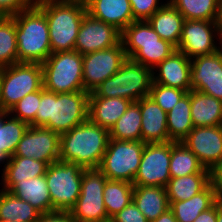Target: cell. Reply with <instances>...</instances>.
<instances>
[{"label": "cell", "mask_w": 222, "mask_h": 222, "mask_svg": "<svg viewBox=\"0 0 222 222\" xmlns=\"http://www.w3.org/2000/svg\"><path fill=\"white\" fill-rule=\"evenodd\" d=\"M43 87V69L39 63H16L2 67L0 76V111L8 112L27 94Z\"/></svg>", "instance_id": "obj_8"}, {"label": "cell", "mask_w": 222, "mask_h": 222, "mask_svg": "<svg viewBox=\"0 0 222 222\" xmlns=\"http://www.w3.org/2000/svg\"><path fill=\"white\" fill-rule=\"evenodd\" d=\"M40 215L29 202L0 189V221L36 222Z\"/></svg>", "instance_id": "obj_32"}, {"label": "cell", "mask_w": 222, "mask_h": 222, "mask_svg": "<svg viewBox=\"0 0 222 222\" xmlns=\"http://www.w3.org/2000/svg\"><path fill=\"white\" fill-rule=\"evenodd\" d=\"M217 202L209 209L202 211L193 222H216Z\"/></svg>", "instance_id": "obj_44"}, {"label": "cell", "mask_w": 222, "mask_h": 222, "mask_svg": "<svg viewBox=\"0 0 222 222\" xmlns=\"http://www.w3.org/2000/svg\"><path fill=\"white\" fill-rule=\"evenodd\" d=\"M215 203L214 189L210 183L192 198L173 202L170 209L173 211L177 222H193L202 211L211 208Z\"/></svg>", "instance_id": "obj_30"}, {"label": "cell", "mask_w": 222, "mask_h": 222, "mask_svg": "<svg viewBox=\"0 0 222 222\" xmlns=\"http://www.w3.org/2000/svg\"><path fill=\"white\" fill-rule=\"evenodd\" d=\"M210 176H222V159L210 170Z\"/></svg>", "instance_id": "obj_48"}, {"label": "cell", "mask_w": 222, "mask_h": 222, "mask_svg": "<svg viewBox=\"0 0 222 222\" xmlns=\"http://www.w3.org/2000/svg\"><path fill=\"white\" fill-rule=\"evenodd\" d=\"M146 143L109 139L98 169L109 180L133 183Z\"/></svg>", "instance_id": "obj_10"}, {"label": "cell", "mask_w": 222, "mask_h": 222, "mask_svg": "<svg viewBox=\"0 0 222 222\" xmlns=\"http://www.w3.org/2000/svg\"><path fill=\"white\" fill-rule=\"evenodd\" d=\"M150 222H177L174 213L171 209H168L166 212L161 214L157 219Z\"/></svg>", "instance_id": "obj_46"}, {"label": "cell", "mask_w": 222, "mask_h": 222, "mask_svg": "<svg viewBox=\"0 0 222 222\" xmlns=\"http://www.w3.org/2000/svg\"><path fill=\"white\" fill-rule=\"evenodd\" d=\"M109 139V130L88 119L60 135V160L85 169L98 168Z\"/></svg>", "instance_id": "obj_2"}, {"label": "cell", "mask_w": 222, "mask_h": 222, "mask_svg": "<svg viewBox=\"0 0 222 222\" xmlns=\"http://www.w3.org/2000/svg\"><path fill=\"white\" fill-rule=\"evenodd\" d=\"M29 125L9 112L0 111V164L11 157Z\"/></svg>", "instance_id": "obj_29"}, {"label": "cell", "mask_w": 222, "mask_h": 222, "mask_svg": "<svg viewBox=\"0 0 222 222\" xmlns=\"http://www.w3.org/2000/svg\"><path fill=\"white\" fill-rule=\"evenodd\" d=\"M210 183L214 189L215 201L222 204V176H210Z\"/></svg>", "instance_id": "obj_45"}, {"label": "cell", "mask_w": 222, "mask_h": 222, "mask_svg": "<svg viewBox=\"0 0 222 222\" xmlns=\"http://www.w3.org/2000/svg\"><path fill=\"white\" fill-rule=\"evenodd\" d=\"M48 21L52 53L74 50L86 4L76 0H36Z\"/></svg>", "instance_id": "obj_3"}, {"label": "cell", "mask_w": 222, "mask_h": 222, "mask_svg": "<svg viewBox=\"0 0 222 222\" xmlns=\"http://www.w3.org/2000/svg\"><path fill=\"white\" fill-rule=\"evenodd\" d=\"M181 142L209 171L222 159V125L194 127Z\"/></svg>", "instance_id": "obj_18"}, {"label": "cell", "mask_w": 222, "mask_h": 222, "mask_svg": "<svg viewBox=\"0 0 222 222\" xmlns=\"http://www.w3.org/2000/svg\"><path fill=\"white\" fill-rule=\"evenodd\" d=\"M11 17L16 24L18 63L43 64L52 53L44 12L34 4Z\"/></svg>", "instance_id": "obj_4"}, {"label": "cell", "mask_w": 222, "mask_h": 222, "mask_svg": "<svg viewBox=\"0 0 222 222\" xmlns=\"http://www.w3.org/2000/svg\"><path fill=\"white\" fill-rule=\"evenodd\" d=\"M86 9L92 17L114 26L120 32L136 21L129 0H90Z\"/></svg>", "instance_id": "obj_21"}, {"label": "cell", "mask_w": 222, "mask_h": 222, "mask_svg": "<svg viewBox=\"0 0 222 222\" xmlns=\"http://www.w3.org/2000/svg\"><path fill=\"white\" fill-rule=\"evenodd\" d=\"M0 222H19V221H0Z\"/></svg>", "instance_id": "obj_51"}, {"label": "cell", "mask_w": 222, "mask_h": 222, "mask_svg": "<svg viewBox=\"0 0 222 222\" xmlns=\"http://www.w3.org/2000/svg\"><path fill=\"white\" fill-rule=\"evenodd\" d=\"M49 163L33 158L11 156L5 160L2 169L3 190L9 191L17 182L43 176L46 174Z\"/></svg>", "instance_id": "obj_22"}, {"label": "cell", "mask_w": 222, "mask_h": 222, "mask_svg": "<svg viewBox=\"0 0 222 222\" xmlns=\"http://www.w3.org/2000/svg\"><path fill=\"white\" fill-rule=\"evenodd\" d=\"M222 222V204L217 203V221Z\"/></svg>", "instance_id": "obj_49"}, {"label": "cell", "mask_w": 222, "mask_h": 222, "mask_svg": "<svg viewBox=\"0 0 222 222\" xmlns=\"http://www.w3.org/2000/svg\"><path fill=\"white\" fill-rule=\"evenodd\" d=\"M106 176L98 168L84 169L80 195L70 213L77 222H110L103 199Z\"/></svg>", "instance_id": "obj_11"}, {"label": "cell", "mask_w": 222, "mask_h": 222, "mask_svg": "<svg viewBox=\"0 0 222 222\" xmlns=\"http://www.w3.org/2000/svg\"><path fill=\"white\" fill-rule=\"evenodd\" d=\"M136 21L148 20L164 4L160 0H129ZM161 4V5H160Z\"/></svg>", "instance_id": "obj_40"}, {"label": "cell", "mask_w": 222, "mask_h": 222, "mask_svg": "<svg viewBox=\"0 0 222 222\" xmlns=\"http://www.w3.org/2000/svg\"><path fill=\"white\" fill-rule=\"evenodd\" d=\"M18 63L16 24L12 17L0 18V67Z\"/></svg>", "instance_id": "obj_37"}, {"label": "cell", "mask_w": 222, "mask_h": 222, "mask_svg": "<svg viewBox=\"0 0 222 222\" xmlns=\"http://www.w3.org/2000/svg\"><path fill=\"white\" fill-rule=\"evenodd\" d=\"M127 58L153 69L169 57L176 47L161 39L147 20L134 21L121 32Z\"/></svg>", "instance_id": "obj_5"}, {"label": "cell", "mask_w": 222, "mask_h": 222, "mask_svg": "<svg viewBox=\"0 0 222 222\" xmlns=\"http://www.w3.org/2000/svg\"><path fill=\"white\" fill-rule=\"evenodd\" d=\"M121 41V32L114 26L86 13L79 27L74 50L80 54L108 49Z\"/></svg>", "instance_id": "obj_16"}, {"label": "cell", "mask_w": 222, "mask_h": 222, "mask_svg": "<svg viewBox=\"0 0 222 222\" xmlns=\"http://www.w3.org/2000/svg\"><path fill=\"white\" fill-rule=\"evenodd\" d=\"M88 91L59 93L41 88V101L34 122L30 126H43L62 135L88 120Z\"/></svg>", "instance_id": "obj_1"}, {"label": "cell", "mask_w": 222, "mask_h": 222, "mask_svg": "<svg viewBox=\"0 0 222 222\" xmlns=\"http://www.w3.org/2000/svg\"><path fill=\"white\" fill-rule=\"evenodd\" d=\"M171 141L145 144L134 186L166 187L170 180Z\"/></svg>", "instance_id": "obj_12"}, {"label": "cell", "mask_w": 222, "mask_h": 222, "mask_svg": "<svg viewBox=\"0 0 222 222\" xmlns=\"http://www.w3.org/2000/svg\"><path fill=\"white\" fill-rule=\"evenodd\" d=\"M185 20L216 21L219 0H167Z\"/></svg>", "instance_id": "obj_36"}, {"label": "cell", "mask_w": 222, "mask_h": 222, "mask_svg": "<svg viewBox=\"0 0 222 222\" xmlns=\"http://www.w3.org/2000/svg\"><path fill=\"white\" fill-rule=\"evenodd\" d=\"M194 127L222 125V101L200 91L190 90Z\"/></svg>", "instance_id": "obj_26"}, {"label": "cell", "mask_w": 222, "mask_h": 222, "mask_svg": "<svg viewBox=\"0 0 222 222\" xmlns=\"http://www.w3.org/2000/svg\"><path fill=\"white\" fill-rule=\"evenodd\" d=\"M76 1H78L79 3L86 4V3L89 2L90 0H76Z\"/></svg>", "instance_id": "obj_50"}, {"label": "cell", "mask_w": 222, "mask_h": 222, "mask_svg": "<svg viewBox=\"0 0 222 222\" xmlns=\"http://www.w3.org/2000/svg\"><path fill=\"white\" fill-rule=\"evenodd\" d=\"M210 184V173H194L177 178H170L166 192L171 205L173 202L185 201L203 191Z\"/></svg>", "instance_id": "obj_28"}, {"label": "cell", "mask_w": 222, "mask_h": 222, "mask_svg": "<svg viewBox=\"0 0 222 222\" xmlns=\"http://www.w3.org/2000/svg\"><path fill=\"white\" fill-rule=\"evenodd\" d=\"M191 90L222 101V47L216 52L191 59Z\"/></svg>", "instance_id": "obj_17"}, {"label": "cell", "mask_w": 222, "mask_h": 222, "mask_svg": "<svg viewBox=\"0 0 222 222\" xmlns=\"http://www.w3.org/2000/svg\"><path fill=\"white\" fill-rule=\"evenodd\" d=\"M41 101V89L27 94L18 101L8 112L15 118L27 123L29 126L34 122L36 112Z\"/></svg>", "instance_id": "obj_38"}, {"label": "cell", "mask_w": 222, "mask_h": 222, "mask_svg": "<svg viewBox=\"0 0 222 222\" xmlns=\"http://www.w3.org/2000/svg\"><path fill=\"white\" fill-rule=\"evenodd\" d=\"M141 120L140 106L137 102H132L110 129V138L124 141H142Z\"/></svg>", "instance_id": "obj_34"}, {"label": "cell", "mask_w": 222, "mask_h": 222, "mask_svg": "<svg viewBox=\"0 0 222 222\" xmlns=\"http://www.w3.org/2000/svg\"><path fill=\"white\" fill-rule=\"evenodd\" d=\"M150 67L127 58L120 69L97 86L89 97L125 98L137 102L149 96L153 83Z\"/></svg>", "instance_id": "obj_6"}, {"label": "cell", "mask_w": 222, "mask_h": 222, "mask_svg": "<svg viewBox=\"0 0 222 222\" xmlns=\"http://www.w3.org/2000/svg\"><path fill=\"white\" fill-rule=\"evenodd\" d=\"M12 156L55 163L60 160V135L43 126H29Z\"/></svg>", "instance_id": "obj_15"}, {"label": "cell", "mask_w": 222, "mask_h": 222, "mask_svg": "<svg viewBox=\"0 0 222 222\" xmlns=\"http://www.w3.org/2000/svg\"><path fill=\"white\" fill-rule=\"evenodd\" d=\"M133 188L131 182L106 180L103 199L109 219L133 201Z\"/></svg>", "instance_id": "obj_35"}, {"label": "cell", "mask_w": 222, "mask_h": 222, "mask_svg": "<svg viewBox=\"0 0 222 222\" xmlns=\"http://www.w3.org/2000/svg\"><path fill=\"white\" fill-rule=\"evenodd\" d=\"M137 103L142 115V142L146 144L168 142L167 113L150 96L141 98Z\"/></svg>", "instance_id": "obj_20"}, {"label": "cell", "mask_w": 222, "mask_h": 222, "mask_svg": "<svg viewBox=\"0 0 222 222\" xmlns=\"http://www.w3.org/2000/svg\"><path fill=\"white\" fill-rule=\"evenodd\" d=\"M110 222H149L144 214L137 208L132 201L129 205L123 208L120 212L115 214Z\"/></svg>", "instance_id": "obj_41"}, {"label": "cell", "mask_w": 222, "mask_h": 222, "mask_svg": "<svg viewBox=\"0 0 222 222\" xmlns=\"http://www.w3.org/2000/svg\"><path fill=\"white\" fill-rule=\"evenodd\" d=\"M84 169L77 164L61 160L48 165L45 177L55 211L70 212L76 205Z\"/></svg>", "instance_id": "obj_9"}, {"label": "cell", "mask_w": 222, "mask_h": 222, "mask_svg": "<svg viewBox=\"0 0 222 222\" xmlns=\"http://www.w3.org/2000/svg\"><path fill=\"white\" fill-rule=\"evenodd\" d=\"M171 178L194 173H210L201 164L197 156L182 142L171 141V159L169 166Z\"/></svg>", "instance_id": "obj_33"}, {"label": "cell", "mask_w": 222, "mask_h": 222, "mask_svg": "<svg viewBox=\"0 0 222 222\" xmlns=\"http://www.w3.org/2000/svg\"><path fill=\"white\" fill-rule=\"evenodd\" d=\"M218 37V38H217ZM221 46H217L214 40ZM222 47V38L215 21L185 20L179 45L176 50L184 53L190 60L209 55Z\"/></svg>", "instance_id": "obj_14"}, {"label": "cell", "mask_w": 222, "mask_h": 222, "mask_svg": "<svg viewBox=\"0 0 222 222\" xmlns=\"http://www.w3.org/2000/svg\"><path fill=\"white\" fill-rule=\"evenodd\" d=\"M215 22L217 25V30L220 35V38H222V0H219L218 2V13Z\"/></svg>", "instance_id": "obj_47"}, {"label": "cell", "mask_w": 222, "mask_h": 222, "mask_svg": "<svg viewBox=\"0 0 222 222\" xmlns=\"http://www.w3.org/2000/svg\"><path fill=\"white\" fill-rule=\"evenodd\" d=\"M131 103V100L121 97H89L88 119L110 131Z\"/></svg>", "instance_id": "obj_23"}, {"label": "cell", "mask_w": 222, "mask_h": 222, "mask_svg": "<svg viewBox=\"0 0 222 222\" xmlns=\"http://www.w3.org/2000/svg\"><path fill=\"white\" fill-rule=\"evenodd\" d=\"M190 91L167 113L169 141L181 142L194 128L191 118Z\"/></svg>", "instance_id": "obj_31"}, {"label": "cell", "mask_w": 222, "mask_h": 222, "mask_svg": "<svg viewBox=\"0 0 222 222\" xmlns=\"http://www.w3.org/2000/svg\"><path fill=\"white\" fill-rule=\"evenodd\" d=\"M133 202L149 222L170 209L165 187L134 186Z\"/></svg>", "instance_id": "obj_27"}, {"label": "cell", "mask_w": 222, "mask_h": 222, "mask_svg": "<svg viewBox=\"0 0 222 222\" xmlns=\"http://www.w3.org/2000/svg\"><path fill=\"white\" fill-rule=\"evenodd\" d=\"M152 71L154 83L187 92L191 90V60L178 50L157 64Z\"/></svg>", "instance_id": "obj_19"}, {"label": "cell", "mask_w": 222, "mask_h": 222, "mask_svg": "<svg viewBox=\"0 0 222 222\" xmlns=\"http://www.w3.org/2000/svg\"><path fill=\"white\" fill-rule=\"evenodd\" d=\"M36 0H0V14L11 17L35 4Z\"/></svg>", "instance_id": "obj_42"}, {"label": "cell", "mask_w": 222, "mask_h": 222, "mask_svg": "<svg viewBox=\"0 0 222 222\" xmlns=\"http://www.w3.org/2000/svg\"><path fill=\"white\" fill-rule=\"evenodd\" d=\"M14 196L29 202L41 214L54 212L45 175L17 182L10 190Z\"/></svg>", "instance_id": "obj_25"}, {"label": "cell", "mask_w": 222, "mask_h": 222, "mask_svg": "<svg viewBox=\"0 0 222 222\" xmlns=\"http://www.w3.org/2000/svg\"><path fill=\"white\" fill-rule=\"evenodd\" d=\"M186 93L187 91L185 90L167 87L153 82L149 96L162 110L168 113Z\"/></svg>", "instance_id": "obj_39"}, {"label": "cell", "mask_w": 222, "mask_h": 222, "mask_svg": "<svg viewBox=\"0 0 222 222\" xmlns=\"http://www.w3.org/2000/svg\"><path fill=\"white\" fill-rule=\"evenodd\" d=\"M36 222H77L70 212L54 211L41 214Z\"/></svg>", "instance_id": "obj_43"}, {"label": "cell", "mask_w": 222, "mask_h": 222, "mask_svg": "<svg viewBox=\"0 0 222 222\" xmlns=\"http://www.w3.org/2000/svg\"><path fill=\"white\" fill-rule=\"evenodd\" d=\"M43 88L47 91L70 93L84 91L83 55L75 50L51 53L41 64Z\"/></svg>", "instance_id": "obj_7"}, {"label": "cell", "mask_w": 222, "mask_h": 222, "mask_svg": "<svg viewBox=\"0 0 222 222\" xmlns=\"http://www.w3.org/2000/svg\"><path fill=\"white\" fill-rule=\"evenodd\" d=\"M127 59L123 43L83 55L84 91L93 92L103 81L115 74Z\"/></svg>", "instance_id": "obj_13"}, {"label": "cell", "mask_w": 222, "mask_h": 222, "mask_svg": "<svg viewBox=\"0 0 222 222\" xmlns=\"http://www.w3.org/2000/svg\"><path fill=\"white\" fill-rule=\"evenodd\" d=\"M147 21L161 39L178 47L185 19L170 2H164Z\"/></svg>", "instance_id": "obj_24"}]
</instances>
